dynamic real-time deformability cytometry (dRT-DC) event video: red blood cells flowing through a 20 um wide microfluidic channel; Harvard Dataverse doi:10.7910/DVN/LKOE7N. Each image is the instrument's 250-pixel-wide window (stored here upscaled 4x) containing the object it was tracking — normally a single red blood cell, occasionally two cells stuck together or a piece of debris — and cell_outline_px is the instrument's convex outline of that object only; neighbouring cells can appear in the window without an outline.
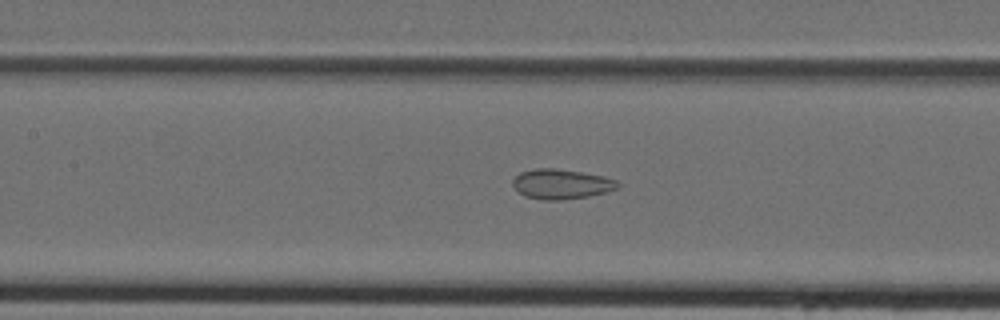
{"species": "Egyptian fruit bat (a non-hibernating species)", "species_latin": "Rousettus aegyptiacus", "temperature_condition": "cold", "stored_images_in_passage": 44, "camera_frame_rate_fps": 3000, "um_per_image_px": 0.085, "animal": {"sex": "female"}, "frame": {"image": 1, "passage_image": 20, "time_ms": 6.333, "image_size_px": [1000, 320], "cell_outline_px": [[620, 188], [588, 196], [560, 200], [544, 200], [524, 196], [512, 184], [512, 180], [520, 172], [536, 168], [556, 168], [604, 176], [616, 180], [620, 184]], "centroid_in_image_um": [47.71, 15.64], "position_along_channel_um": 159.7, "area_um2": 18.21}}
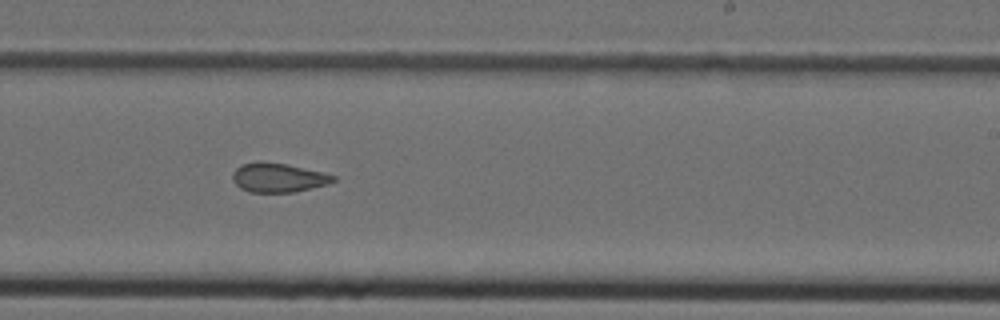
{"frame": {"image": 2, "passage_image": 27, "time_ms": 8.667, "image_size_px": [1000, 320], "cell_outline_px": [[336, 180], [328, 184], [292, 192], [248, 192], [240, 188], [232, 180], [232, 172], [240, 164], [260, 160], [288, 164], [324, 172], [336, 176]], "centroid_in_image_um": [23.62, 15.07], "position_along_channel_um": 265.4, "area_um2": 17.4}}
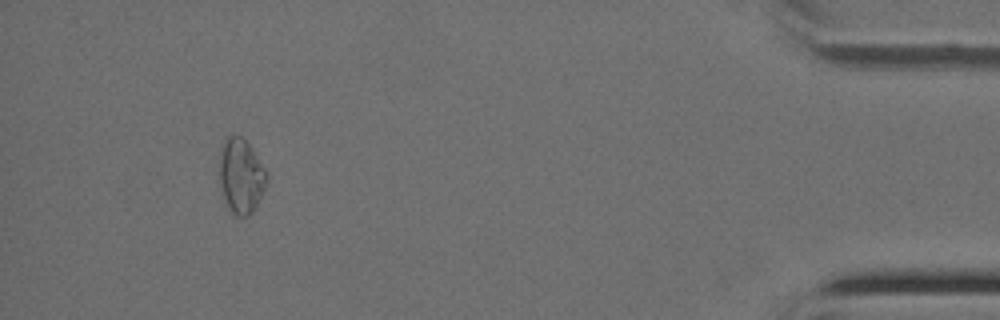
{"frame": {"image": 3, "passage_image": 41, "time_ms": 13.333, "image_size_px": [1000, 320], "cell_outline_px": [[268, 180], [264, 192], [256, 208], [248, 216], [236, 216], [228, 212], [220, 184], [220, 156], [224, 144], [228, 136], [240, 136], [248, 144], [268, 172]], "centroid_in_image_um": [20.52, 15.04], "position_along_channel_um": 414.7, "area_um2": 20.63}}